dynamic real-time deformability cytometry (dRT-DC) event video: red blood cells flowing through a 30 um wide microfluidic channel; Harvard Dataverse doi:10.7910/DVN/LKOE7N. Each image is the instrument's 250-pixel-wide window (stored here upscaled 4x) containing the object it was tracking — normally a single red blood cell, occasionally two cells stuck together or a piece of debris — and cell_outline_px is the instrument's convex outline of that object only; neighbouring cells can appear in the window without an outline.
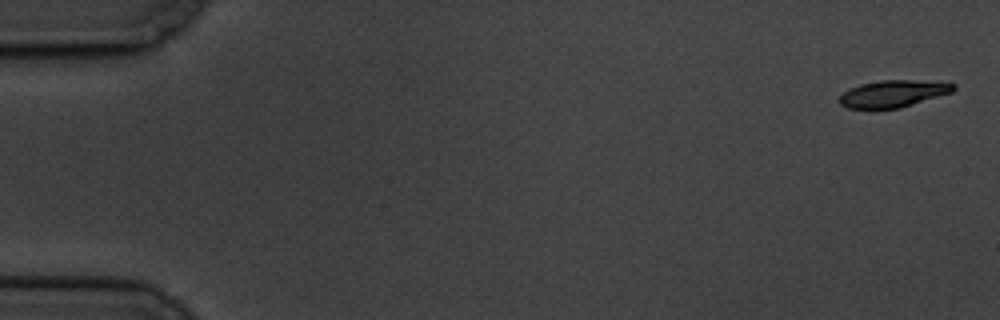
{"species": "common noctule bat (a hibernating species)", "species_latin": "Nyctalus noctula", "temperature_condition": "cold", "stored_images_in_passage": 4, "camera_frame_rate_fps": 3000, "um_per_image_px": 0.085, "animal": {"sex": "male", "body_mass_g": 19.5, "forearm_length_mm": 54.6}, "frame": {"image": 1, "passage_image": 1, "time_ms": 0.0, "image_size_px": [1000, 320], "cell_outline_px": [[956, 88], [952, 92], [900, 108], [848, 108], [840, 104], [840, 96], [848, 88], [860, 84], [880, 80], [908, 80], [956, 84]], "centroid_in_image_um": [75.89, 7.96], "position_along_channel_um": 9.1, "area_um2": 17.63}}